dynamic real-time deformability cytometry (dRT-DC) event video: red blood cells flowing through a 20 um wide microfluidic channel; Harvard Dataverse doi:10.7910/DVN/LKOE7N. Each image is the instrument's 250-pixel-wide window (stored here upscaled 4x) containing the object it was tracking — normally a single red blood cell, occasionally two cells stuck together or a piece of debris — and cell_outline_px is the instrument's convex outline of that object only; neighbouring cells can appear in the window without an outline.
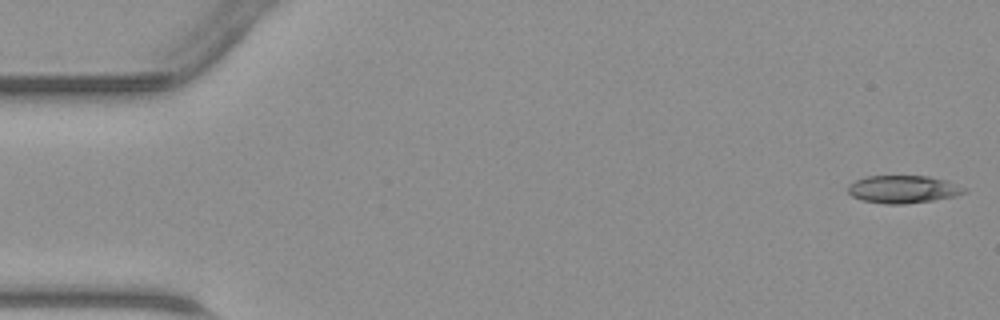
{"species": "common noctule bat (a hibernating species)", "species_latin": "Nyctalus noctula", "temperature_condition": "warm", "stored_images_in_passage": 12, "camera_frame_rate_fps": 3000, "um_per_image_px": 0.085, "animal": {"sex": "male", "body_mass_g": 23.1, "forearm_length_mm": 52.7}, "frame": {"image": 1, "passage_image": 1, "time_ms": 0.0, "image_size_px": [1000, 320], "cell_outline_px": [[968, 192], [956, 196], [932, 200], [904, 204], [884, 204], [860, 200], [852, 196], [848, 192], [848, 184], [856, 180], [868, 176], [928, 176], [948, 180], [968, 188]], "centroid_in_image_um": [76.8, 16.09], "position_along_channel_um": 8.2, "area_um2": 19.02}}